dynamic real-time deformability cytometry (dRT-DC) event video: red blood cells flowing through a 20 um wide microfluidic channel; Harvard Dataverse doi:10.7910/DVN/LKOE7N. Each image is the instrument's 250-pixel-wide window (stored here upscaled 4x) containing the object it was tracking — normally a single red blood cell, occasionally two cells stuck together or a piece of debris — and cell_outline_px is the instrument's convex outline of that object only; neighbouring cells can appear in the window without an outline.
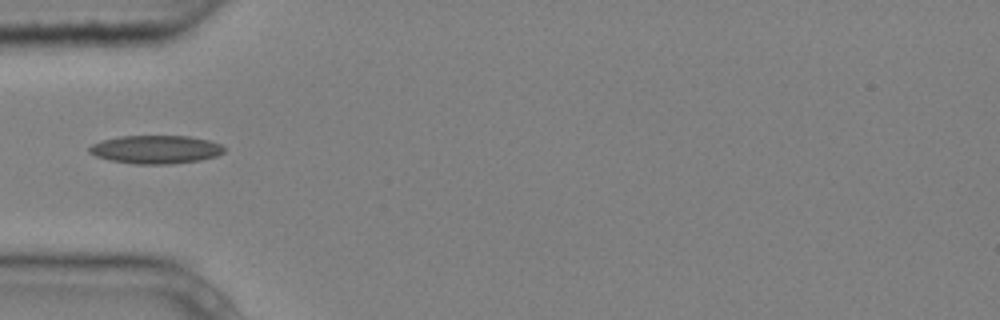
{"species": "common noctule bat (a hibernating species)", "species_latin": "Nyctalus noctula", "temperature_condition": "cold", "stored_images_in_passage": 5, "camera_frame_rate_fps": 3000, "um_per_image_px": 0.085, "animal": {"sex": "male", "body_mass_g": 20.4}, "frame": {"image": 1, "passage_image": 5, "time_ms": 1.333, "image_size_px": [1000, 320], "cell_outline_px": [[224, 152], [216, 156], [200, 160], [172, 164], [136, 164], [112, 160], [96, 156], [88, 152], [88, 148], [92, 144], [104, 140], [120, 136], [188, 136], [208, 140], [220, 144], [224, 148]], "centroid_in_image_um": [13.25, 12.7], "position_along_channel_um": 71.8, "area_um2": 22.08}}